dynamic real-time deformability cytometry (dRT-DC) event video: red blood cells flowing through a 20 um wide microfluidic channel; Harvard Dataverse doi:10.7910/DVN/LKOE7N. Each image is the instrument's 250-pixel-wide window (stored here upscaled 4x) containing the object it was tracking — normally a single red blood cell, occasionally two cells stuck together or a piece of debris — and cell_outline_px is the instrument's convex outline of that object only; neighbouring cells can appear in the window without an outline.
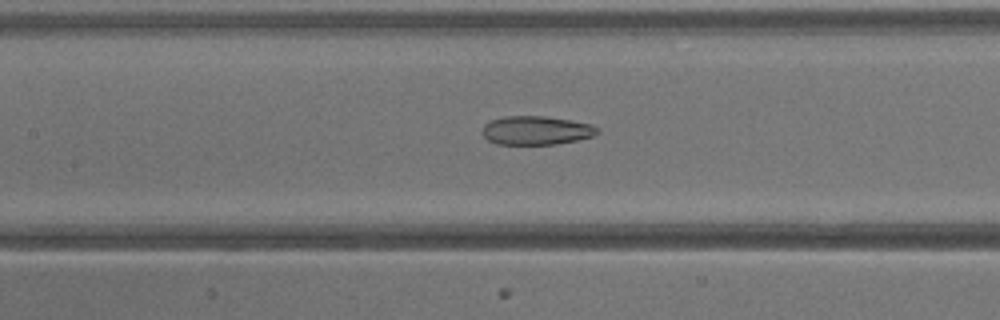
{"species": "common noctule bat (a hibernating species)", "species_latin": "Nyctalus noctula", "temperature_condition": "warm", "stored_images_in_passage": 37, "camera_frame_rate_fps": 3000, "um_per_image_px": 0.085, "animal": {"sex": "male", "body_mass_g": 13.3}, "frame": {"image": 1, "passage_image": 18, "time_ms": 5.667, "image_size_px": [1000, 320], "cell_outline_px": [[600, 132], [592, 136], [576, 140], [556, 144], [496, 144], [488, 140], [484, 136], [484, 124], [492, 120], [504, 116], [544, 116], [592, 124], [600, 128]], "centroid_in_image_um": [45.6, 11.08], "position_along_channel_um": 161.8, "area_um2": 19.13}}
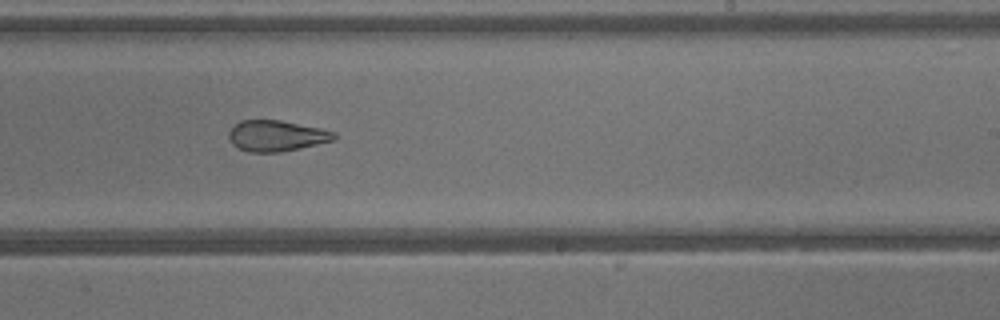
{"frame": {"image": 2, "passage_image": 24, "time_ms": 7.667, "image_size_px": [1000, 320], "cell_outline_px": [[336, 140], [300, 148], [280, 152], [248, 152], [232, 144], [228, 136], [228, 132], [240, 120], [280, 120], [320, 128], [336, 132]], "centroid_in_image_um": [23.51, 11.54], "position_along_channel_um": 265.5, "area_um2": 18.96}}
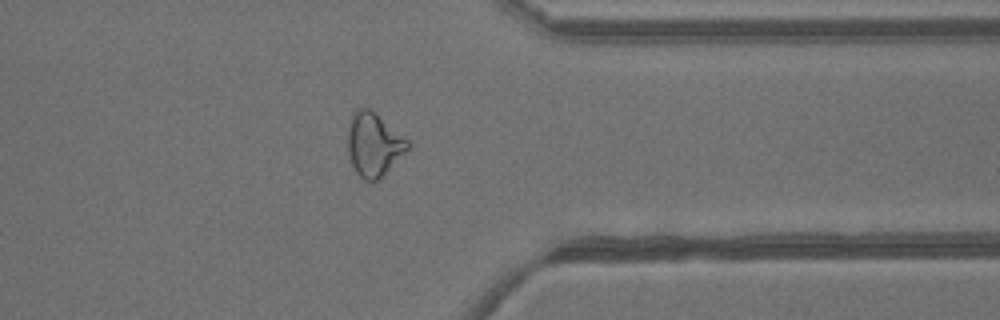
{"frame": {"image": 3, "passage_image": 31, "time_ms": 10.0, "image_size_px": [1000, 320], "cell_outline_px": [[408, 148], [380, 180], [364, 180], [356, 172], [352, 164], [348, 152], [348, 124], [352, 112], [356, 108], [372, 108], [408, 140]], "centroid_in_image_um": [31.74, 12.24], "position_along_channel_um": 379.7, "area_um2": 22.25}}